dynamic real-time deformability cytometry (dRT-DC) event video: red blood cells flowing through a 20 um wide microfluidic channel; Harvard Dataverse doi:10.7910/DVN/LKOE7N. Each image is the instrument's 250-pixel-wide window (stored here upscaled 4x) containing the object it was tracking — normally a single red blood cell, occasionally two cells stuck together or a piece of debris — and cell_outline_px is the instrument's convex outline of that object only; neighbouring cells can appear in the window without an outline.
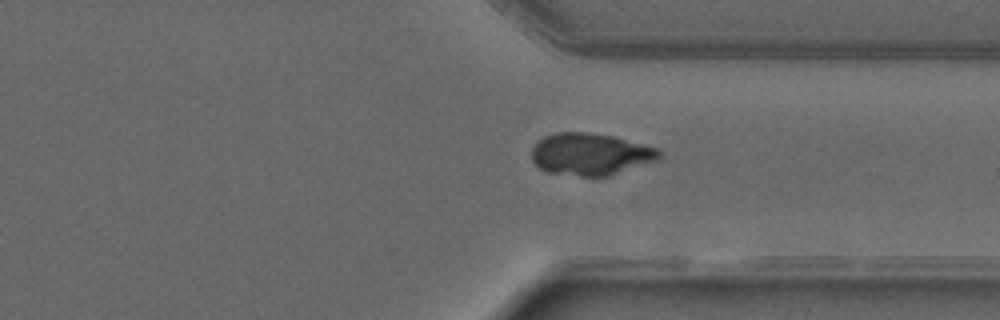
{"species": "common noctule bat (a hibernating species)", "species_latin": "Nyctalus noctula", "temperature_condition": "warm", "stored_images_in_passage": 50, "camera_frame_rate_fps": 3000, "um_per_image_px": 0.085, "animal": {"sex": "male", "forearm_length_mm": 52.5}, "frame": {"image": 1, "passage_image": 38, "time_ms": 12.333, "image_size_px": [1000, 320], "cell_outline_px": [[660, 160], [608, 176], [580, 176], [548, 172], [540, 168], [532, 160], [532, 148], [536, 140], [544, 136], [556, 132], [584, 132], [616, 136], [656, 148], [660, 152]], "centroid_in_image_um": [50.18, 13.1], "position_along_channel_um": 361.2, "area_um2": 31.44}}
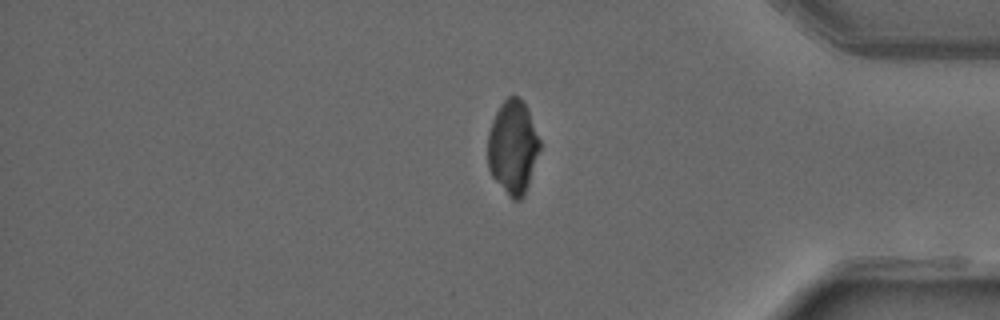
{"frame": {"image": 2, "passage_image": 42, "time_ms": 13.667, "image_size_px": [1000, 320], "cell_outline_px": [[540, 148], [524, 196], [520, 200], [512, 200], [508, 196], [492, 176], [488, 168], [488, 132], [492, 120], [500, 104], [508, 96], [516, 96], [524, 100], [528, 108], [540, 140]], "centroid_in_image_um": [43.59, 12.49], "position_along_channel_um": 391.6, "area_um2": 28.5}}
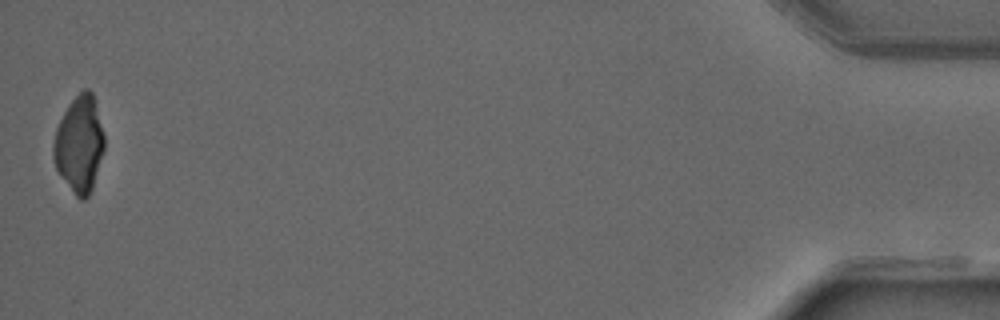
{"frame": {"image": 3, "passage_image": 50, "time_ms": 16.333, "image_size_px": [1000, 320], "cell_outline_px": [[104, 148], [92, 188], [88, 196], [84, 200], [80, 200], [76, 196], [60, 176], [56, 168], [52, 156], [52, 144], [56, 128], [68, 104], [84, 88], [88, 88], [92, 92], [104, 136]], "centroid_in_image_um": [6.72, 12.27], "position_along_channel_um": 428.5, "area_um2": 28.38}}